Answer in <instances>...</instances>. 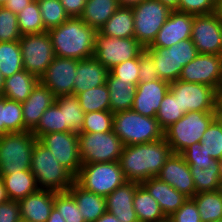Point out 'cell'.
<instances>
[{"instance_id":"obj_61","label":"cell","mask_w":222,"mask_h":222,"mask_svg":"<svg viewBox=\"0 0 222 222\" xmlns=\"http://www.w3.org/2000/svg\"><path fill=\"white\" fill-rule=\"evenodd\" d=\"M7 200H9V198L4 186V182L0 177V204L6 202Z\"/></svg>"},{"instance_id":"obj_26","label":"cell","mask_w":222,"mask_h":222,"mask_svg":"<svg viewBox=\"0 0 222 222\" xmlns=\"http://www.w3.org/2000/svg\"><path fill=\"white\" fill-rule=\"evenodd\" d=\"M145 50L154 59L161 80L172 83L179 79L183 68H177L176 44L168 48L148 46Z\"/></svg>"},{"instance_id":"obj_31","label":"cell","mask_w":222,"mask_h":222,"mask_svg":"<svg viewBox=\"0 0 222 222\" xmlns=\"http://www.w3.org/2000/svg\"><path fill=\"white\" fill-rule=\"evenodd\" d=\"M99 32L112 38L134 37L133 9L120 6Z\"/></svg>"},{"instance_id":"obj_13","label":"cell","mask_w":222,"mask_h":222,"mask_svg":"<svg viewBox=\"0 0 222 222\" xmlns=\"http://www.w3.org/2000/svg\"><path fill=\"white\" fill-rule=\"evenodd\" d=\"M38 141L53 153L55 159L74 176L82 167L78 133L53 132L42 135Z\"/></svg>"},{"instance_id":"obj_19","label":"cell","mask_w":222,"mask_h":222,"mask_svg":"<svg viewBox=\"0 0 222 222\" xmlns=\"http://www.w3.org/2000/svg\"><path fill=\"white\" fill-rule=\"evenodd\" d=\"M169 86V82L161 79L139 82L131 109L143 116L155 117Z\"/></svg>"},{"instance_id":"obj_3","label":"cell","mask_w":222,"mask_h":222,"mask_svg":"<svg viewBox=\"0 0 222 222\" xmlns=\"http://www.w3.org/2000/svg\"><path fill=\"white\" fill-rule=\"evenodd\" d=\"M30 170L35 176L38 189L68 192L75 182V176L38 140L34 145Z\"/></svg>"},{"instance_id":"obj_38","label":"cell","mask_w":222,"mask_h":222,"mask_svg":"<svg viewBox=\"0 0 222 222\" xmlns=\"http://www.w3.org/2000/svg\"><path fill=\"white\" fill-rule=\"evenodd\" d=\"M56 105H64L65 124H67V132H81L85 112L80 106L76 95H62L56 97Z\"/></svg>"},{"instance_id":"obj_57","label":"cell","mask_w":222,"mask_h":222,"mask_svg":"<svg viewBox=\"0 0 222 222\" xmlns=\"http://www.w3.org/2000/svg\"><path fill=\"white\" fill-rule=\"evenodd\" d=\"M47 222H65V220L60 216L59 211L53 207Z\"/></svg>"},{"instance_id":"obj_50","label":"cell","mask_w":222,"mask_h":222,"mask_svg":"<svg viewBox=\"0 0 222 222\" xmlns=\"http://www.w3.org/2000/svg\"><path fill=\"white\" fill-rule=\"evenodd\" d=\"M139 82H150L159 78L152 56L144 50L139 56Z\"/></svg>"},{"instance_id":"obj_64","label":"cell","mask_w":222,"mask_h":222,"mask_svg":"<svg viewBox=\"0 0 222 222\" xmlns=\"http://www.w3.org/2000/svg\"><path fill=\"white\" fill-rule=\"evenodd\" d=\"M219 180L222 185V159L219 160Z\"/></svg>"},{"instance_id":"obj_53","label":"cell","mask_w":222,"mask_h":222,"mask_svg":"<svg viewBox=\"0 0 222 222\" xmlns=\"http://www.w3.org/2000/svg\"><path fill=\"white\" fill-rule=\"evenodd\" d=\"M0 222H21L18 201L7 200L0 204Z\"/></svg>"},{"instance_id":"obj_29","label":"cell","mask_w":222,"mask_h":222,"mask_svg":"<svg viewBox=\"0 0 222 222\" xmlns=\"http://www.w3.org/2000/svg\"><path fill=\"white\" fill-rule=\"evenodd\" d=\"M119 7L118 0H87L80 18L96 31H100Z\"/></svg>"},{"instance_id":"obj_18","label":"cell","mask_w":222,"mask_h":222,"mask_svg":"<svg viewBox=\"0 0 222 222\" xmlns=\"http://www.w3.org/2000/svg\"><path fill=\"white\" fill-rule=\"evenodd\" d=\"M194 15L172 11L149 47L168 48L179 41L191 38Z\"/></svg>"},{"instance_id":"obj_14","label":"cell","mask_w":222,"mask_h":222,"mask_svg":"<svg viewBox=\"0 0 222 222\" xmlns=\"http://www.w3.org/2000/svg\"><path fill=\"white\" fill-rule=\"evenodd\" d=\"M191 40L198 54L222 55V20L216 13L194 16Z\"/></svg>"},{"instance_id":"obj_42","label":"cell","mask_w":222,"mask_h":222,"mask_svg":"<svg viewBox=\"0 0 222 222\" xmlns=\"http://www.w3.org/2000/svg\"><path fill=\"white\" fill-rule=\"evenodd\" d=\"M44 28L48 31L65 22L69 15L65 12L60 0H37Z\"/></svg>"},{"instance_id":"obj_36","label":"cell","mask_w":222,"mask_h":222,"mask_svg":"<svg viewBox=\"0 0 222 222\" xmlns=\"http://www.w3.org/2000/svg\"><path fill=\"white\" fill-rule=\"evenodd\" d=\"M193 177L196 194L212 192L221 189L219 180V160L215 159L208 168L201 169L198 166H189Z\"/></svg>"},{"instance_id":"obj_41","label":"cell","mask_w":222,"mask_h":222,"mask_svg":"<svg viewBox=\"0 0 222 222\" xmlns=\"http://www.w3.org/2000/svg\"><path fill=\"white\" fill-rule=\"evenodd\" d=\"M184 115L185 113L181 110L177 97L168 90L155 116L160 128L165 131Z\"/></svg>"},{"instance_id":"obj_66","label":"cell","mask_w":222,"mask_h":222,"mask_svg":"<svg viewBox=\"0 0 222 222\" xmlns=\"http://www.w3.org/2000/svg\"><path fill=\"white\" fill-rule=\"evenodd\" d=\"M220 124L222 125V115H215Z\"/></svg>"},{"instance_id":"obj_62","label":"cell","mask_w":222,"mask_h":222,"mask_svg":"<svg viewBox=\"0 0 222 222\" xmlns=\"http://www.w3.org/2000/svg\"><path fill=\"white\" fill-rule=\"evenodd\" d=\"M216 14L222 20V0H218L216 4Z\"/></svg>"},{"instance_id":"obj_65","label":"cell","mask_w":222,"mask_h":222,"mask_svg":"<svg viewBox=\"0 0 222 222\" xmlns=\"http://www.w3.org/2000/svg\"><path fill=\"white\" fill-rule=\"evenodd\" d=\"M156 222H172V220H171L170 217H165V218H163V219H161V220H158V221H156Z\"/></svg>"},{"instance_id":"obj_27","label":"cell","mask_w":222,"mask_h":222,"mask_svg":"<svg viewBox=\"0 0 222 222\" xmlns=\"http://www.w3.org/2000/svg\"><path fill=\"white\" fill-rule=\"evenodd\" d=\"M106 85L109 89L110 111L112 113L132 108L137 85L121 81L110 71L107 75Z\"/></svg>"},{"instance_id":"obj_32","label":"cell","mask_w":222,"mask_h":222,"mask_svg":"<svg viewBox=\"0 0 222 222\" xmlns=\"http://www.w3.org/2000/svg\"><path fill=\"white\" fill-rule=\"evenodd\" d=\"M29 131L24 126L21 103L0 96V136Z\"/></svg>"},{"instance_id":"obj_34","label":"cell","mask_w":222,"mask_h":222,"mask_svg":"<svg viewBox=\"0 0 222 222\" xmlns=\"http://www.w3.org/2000/svg\"><path fill=\"white\" fill-rule=\"evenodd\" d=\"M199 211L201 222L222 219V190L201 192L191 198Z\"/></svg>"},{"instance_id":"obj_28","label":"cell","mask_w":222,"mask_h":222,"mask_svg":"<svg viewBox=\"0 0 222 222\" xmlns=\"http://www.w3.org/2000/svg\"><path fill=\"white\" fill-rule=\"evenodd\" d=\"M39 78L25 69L5 78L2 96L23 103L32 93Z\"/></svg>"},{"instance_id":"obj_60","label":"cell","mask_w":222,"mask_h":222,"mask_svg":"<svg viewBox=\"0 0 222 222\" xmlns=\"http://www.w3.org/2000/svg\"><path fill=\"white\" fill-rule=\"evenodd\" d=\"M144 0H118V3L121 7H134L139 5Z\"/></svg>"},{"instance_id":"obj_40","label":"cell","mask_w":222,"mask_h":222,"mask_svg":"<svg viewBox=\"0 0 222 222\" xmlns=\"http://www.w3.org/2000/svg\"><path fill=\"white\" fill-rule=\"evenodd\" d=\"M18 27L22 35L42 33L44 28L40 8L37 0H33L28 6L17 14Z\"/></svg>"},{"instance_id":"obj_21","label":"cell","mask_w":222,"mask_h":222,"mask_svg":"<svg viewBox=\"0 0 222 222\" xmlns=\"http://www.w3.org/2000/svg\"><path fill=\"white\" fill-rule=\"evenodd\" d=\"M54 193L38 189L18 200L21 222H47L54 207Z\"/></svg>"},{"instance_id":"obj_39","label":"cell","mask_w":222,"mask_h":222,"mask_svg":"<svg viewBox=\"0 0 222 222\" xmlns=\"http://www.w3.org/2000/svg\"><path fill=\"white\" fill-rule=\"evenodd\" d=\"M77 97L85 113L110 110L109 89L106 83L79 93Z\"/></svg>"},{"instance_id":"obj_15","label":"cell","mask_w":222,"mask_h":222,"mask_svg":"<svg viewBox=\"0 0 222 222\" xmlns=\"http://www.w3.org/2000/svg\"><path fill=\"white\" fill-rule=\"evenodd\" d=\"M179 80L216 89L222 83V55L198 54L183 67Z\"/></svg>"},{"instance_id":"obj_52","label":"cell","mask_w":222,"mask_h":222,"mask_svg":"<svg viewBox=\"0 0 222 222\" xmlns=\"http://www.w3.org/2000/svg\"><path fill=\"white\" fill-rule=\"evenodd\" d=\"M198 55V51L190 39L176 43L177 68H183Z\"/></svg>"},{"instance_id":"obj_1","label":"cell","mask_w":222,"mask_h":222,"mask_svg":"<svg viewBox=\"0 0 222 222\" xmlns=\"http://www.w3.org/2000/svg\"><path fill=\"white\" fill-rule=\"evenodd\" d=\"M171 153L170 145L162 138L145 144L123 146L118 162L127 181L141 184L159 174Z\"/></svg>"},{"instance_id":"obj_17","label":"cell","mask_w":222,"mask_h":222,"mask_svg":"<svg viewBox=\"0 0 222 222\" xmlns=\"http://www.w3.org/2000/svg\"><path fill=\"white\" fill-rule=\"evenodd\" d=\"M156 177L188 198H192L196 194L189 165L179 153H171Z\"/></svg>"},{"instance_id":"obj_22","label":"cell","mask_w":222,"mask_h":222,"mask_svg":"<svg viewBox=\"0 0 222 222\" xmlns=\"http://www.w3.org/2000/svg\"><path fill=\"white\" fill-rule=\"evenodd\" d=\"M56 96L40 81L33 88L30 96L21 103L24 126L32 131L48 107L55 103Z\"/></svg>"},{"instance_id":"obj_45","label":"cell","mask_w":222,"mask_h":222,"mask_svg":"<svg viewBox=\"0 0 222 222\" xmlns=\"http://www.w3.org/2000/svg\"><path fill=\"white\" fill-rule=\"evenodd\" d=\"M113 116L110 110L85 113L81 132L104 133L112 131Z\"/></svg>"},{"instance_id":"obj_51","label":"cell","mask_w":222,"mask_h":222,"mask_svg":"<svg viewBox=\"0 0 222 222\" xmlns=\"http://www.w3.org/2000/svg\"><path fill=\"white\" fill-rule=\"evenodd\" d=\"M170 218L172 222H201L197 206L191 198H188Z\"/></svg>"},{"instance_id":"obj_23","label":"cell","mask_w":222,"mask_h":222,"mask_svg":"<svg viewBox=\"0 0 222 222\" xmlns=\"http://www.w3.org/2000/svg\"><path fill=\"white\" fill-rule=\"evenodd\" d=\"M141 185L157 200L166 217H170L188 199L187 196L177 191L168 183L160 180L158 177L149 178L143 181Z\"/></svg>"},{"instance_id":"obj_67","label":"cell","mask_w":222,"mask_h":222,"mask_svg":"<svg viewBox=\"0 0 222 222\" xmlns=\"http://www.w3.org/2000/svg\"><path fill=\"white\" fill-rule=\"evenodd\" d=\"M8 0H0V6H5Z\"/></svg>"},{"instance_id":"obj_59","label":"cell","mask_w":222,"mask_h":222,"mask_svg":"<svg viewBox=\"0 0 222 222\" xmlns=\"http://www.w3.org/2000/svg\"><path fill=\"white\" fill-rule=\"evenodd\" d=\"M161 2L163 5L170 8L172 11H175L179 8L180 0H157Z\"/></svg>"},{"instance_id":"obj_46","label":"cell","mask_w":222,"mask_h":222,"mask_svg":"<svg viewBox=\"0 0 222 222\" xmlns=\"http://www.w3.org/2000/svg\"><path fill=\"white\" fill-rule=\"evenodd\" d=\"M21 37L17 15L5 6H0V42L19 41Z\"/></svg>"},{"instance_id":"obj_37","label":"cell","mask_w":222,"mask_h":222,"mask_svg":"<svg viewBox=\"0 0 222 222\" xmlns=\"http://www.w3.org/2000/svg\"><path fill=\"white\" fill-rule=\"evenodd\" d=\"M23 70L19 41L0 42V71L4 78Z\"/></svg>"},{"instance_id":"obj_6","label":"cell","mask_w":222,"mask_h":222,"mask_svg":"<svg viewBox=\"0 0 222 222\" xmlns=\"http://www.w3.org/2000/svg\"><path fill=\"white\" fill-rule=\"evenodd\" d=\"M126 181L118 161L82 164L75 176V182L80 187L103 197Z\"/></svg>"},{"instance_id":"obj_68","label":"cell","mask_w":222,"mask_h":222,"mask_svg":"<svg viewBox=\"0 0 222 222\" xmlns=\"http://www.w3.org/2000/svg\"><path fill=\"white\" fill-rule=\"evenodd\" d=\"M212 222H222V219H220V220H216V221H212Z\"/></svg>"},{"instance_id":"obj_56","label":"cell","mask_w":222,"mask_h":222,"mask_svg":"<svg viewBox=\"0 0 222 222\" xmlns=\"http://www.w3.org/2000/svg\"><path fill=\"white\" fill-rule=\"evenodd\" d=\"M214 113L222 115V83L215 89Z\"/></svg>"},{"instance_id":"obj_24","label":"cell","mask_w":222,"mask_h":222,"mask_svg":"<svg viewBox=\"0 0 222 222\" xmlns=\"http://www.w3.org/2000/svg\"><path fill=\"white\" fill-rule=\"evenodd\" d=\"M108 73L109 70L93 56L79 60L72 95L77 96L88 89L105 84Z\"/></svg>"},{"instance_id":"obj_16","label":"cell","mask_w":222,"mask_h":222,"mask_svg":"<svg viewBox=\"0 0 222 222\" xmlns=\"http://www.w3.org/2000/svg\"><path fill=\"white\" fill-rule=\"evenodd\" d=\"M78 62L77 59L55 56L39 81L49 88L56 97L72 95Z\"/></svg>"},{"instance_id":"obj_12","label":"cell","mask_w":222,"mask_h":222,"mask_svg":"<svg viewBox=\"0 0 222 222\" xmlns=\"http://www.w3.org/2000/svg\"><path fill=\"white\" fill-rule=\"evenodd\" d=\"M169 90L177 97L181 110L187 112H214L215 89L205 84L176 80Z\"/></svg>"},{"instance_id":"obj_30","label":"cell","mask_w":222,"mask_h":222,"mask_svg":"<svg viewBox=\"0 0 222 222\" xmlns=\"http://www.w3.org/2000/svg\"><path fill=\"white\" fill-rule=\"evenodd\" d=\"M0 177L4 182L9 200L18 201L38 190L35 176L31 170L13 172L0 175Z\"/></svg>"},{"instance_id":"obj_8","label":"cell","mask_w":222,"mask_h":222,"mask_svg":"<svg viewBox=\"0 0 222 222\" xmlns=\"http://www.w3.org/2000/svg\"><path fill=\"white\" fill-rule=\"evenodd\" d=\"M82 164L119 161L123 144L112 131L104 133H78Z\"/></svg>"},{"instance_id":"obj_63","label":"cell","mask_w":222,"mask_h":222,"mask_svg":"<svg viewBox=\"0 0 222 222\" xmlns=\"http://www.w3.org/2000/svg\"><path fill=\"white\" fill-rule=\"evenodd\" d=\"M4 81L5 78L3 77L2 72L0 71V96H2L3 94Z\"/></svg>"},{"instance_id":"obj_2","label":"cell","mask_w":222,"mask_h":222,"mask_svg":"<svg viewBox=\"0 0 222 222\" xmlns=\"http://www.w3.org/2000/svg\"><path fill=\"white\" fill-rule=\"evenodd\" d=\"M48 33L57 57L82 60L94 54L97 31L80 17H69L61 25L49 29Z\"/></svg>"},{"instance_id":"obj_10","label":"cell","mask_w":222,"mask_h":222,"mask_svg":"<svg viewBox=\"0 0 222 222\" xmlns=\"http://www.w3.org/2000/svg\"><path fill=\"white\" fill-rule=\"evenodd\" d=\"M144 50L135 37L112 38L97 31L93 57L110 71L124 61L138 58Z\"/></svg>"},{"instance_id":"obj_47","label":"cell","mask_w":222,"mask_h":222,"mask_svg":"<svg viewBox=\"0 0 222 222\" xmlns=\"http://www.w3.org/2000/svg\"><path fill=\"white\" fill-rule=\"evenodd\" d=\"M180 154L189 166H198L201 169L208 168L215 160L203 149L201 142L190 145Z\"/></svg>"},{"instance_id":"obj_20","label":"cell","mask_w":222,"mask_h":222,"mask_svg":"<svg viewBox=\"0 0 222 222\" xmlns=\"http://www.w3.org/2000/svg\"><path fill=\"white\" fill-rule=\"evenodd\" d=\"M140 183L126 181L105 197L106 212L121 222H139L133 206V198Z\"/></svg>"},{"instance_id":"obj_33","label":"cell","mask_w":222,"mask_h":222,"mask_svg":"<svg viewBox=\"0 0 222 222\" xmlns=\"http://www.w3.org/2000/svg\"><path fill=\"white\" fill-rule=\"evenodd\" d=\"M133 206L139 222H156L166 217L157 200L141 184L136 189Z\"/></svg>"},{"instance_id":"obj_11","label":"cell","mask_w":222,"mask_h":222,"mask_svg":"<svg viewBox=\"0 0 222 222\" xmlns=\"http://www.w3.org/2000/svg\"><path fill=\"white\" fill-rule=\"evenodd\" d=\"M19 44L23 69L40 79L55 57L48 31L22 35Z\"/></svg>"},{"instance_id":"obj_9","label":"cell","mask_w":222,"mask_h":222,"mask_svg":"<svg viewBox=\"0 0 222 222\" xmlns=\"http://www.w3.org/2000/svg\"><path fill=\"white\" fill-rule=\"evenodd\" d=\"M132 9L134 37L146 48L153 43L172 10L157 0H144Z\"/></svg>"},{"instance_id":"obj_35","label":"cell","mask_w":222,"mask_h":222,"mask_svg":"<svg viewBox=\"0 0 222 222\" xmlns=\"http://www.w3.org/2000/svg\"><path fill=\"white\" fill-rule=\"evenodd\" d=\"M37 139L42 135L53 132H67L65 124L64 105L55 103L48 107L43 113L38 125L31 131Z\"/></svg>"},{"instance_id":"obj_58","label":"cell","mask_w":222,"mask_h":222,"mask_svg":"<svg viewBox=\"0 0 222 222\" xmlns=\"http://www.w3.org/2000/svg\"><path fill=\"white\" fill-rule=\"evenodd\" d=\"M95 222H121L116 216L110 214L109 212H105L100 218H98Z\"/></svg>"},{"instance_id":"obj_48","label":"cell","mask_w":222,"mask_h":222,"mask_svg":"<svg viewBox=\"0 0 222 222\" xmlns=\"http://www.w3.org/2000/svg\"><path fill=\"white\" fill-rule=\"evenodd\" d=\"M217 0H180L176 11L194 16L216 13Z\"/></svg>"},{"instance_id":"obj_55","label":"cell","mask_w":222,"mask_h":222,"mask_svg":"<svg viewBox=\"0 0 222 222\" xmlns=\"http://www.w3.org/2000/svg\"><path fill=\"white\" fill-rule=\"evenodd\" d=\"M33 0H8L5 7L10 9L14 14H18L22 9L28 6Z\"/></svg>"},{"instance_id":"obj_4","label":"cell","mask_w":222,"mask_h":222,"mask_svg":"<svg viewBox=\"0 0 222 222\" xmlns=\"http://www.w3.org/2000/svg\"><path fill=\"white\" fill-rule=\"evenodd\" d=\"M112 132L124 146L137 145L161 140L164 131L155 117L143 116L133 109L114 113Z\"/></svg>"},{"instance_id":"obj_54","label":"cell","mask_w":222,"mask_h":222,"mask_svg":"<svg viewBox=\"0 0 222 222\" xmlns=\"http://www.w3.org/2000/svg\"><path fill=\"white\" fill-rule=\"evenodd\" d=\"M87 0H60L69 17H80Z\"/></svg>"},{"instance_id":"obj_7","label":"cell","mask_w":222,"mask_h":222,"mask_svg":"<svg viewBox=\"0 0 222 222\" xmlns=\"http://www.w3.org/2000/svg\"><path fill=\"white\" fill-rule=\"evenodd\" d=\"M216 118L214 112H187L164 131V138L172 153H181L190 145L200 142L203 133Z\"/></svg>"},{"instance_id":"obj_49","label":"cell","mask_w":222,"mask_h":222,"mask_svg":"<svg viewBox=\"0 0 222 222\" xmlns=\"http://www.w3.org/2000/svg\"><path fill=\"white\" fill-rule=\"evenodd\" d=\"M139 57L124 61L116 65L110 72L121 81L129 82V84L138 85L139 83Z\"/></svg>"},{"instance_id":"obj_44","label":"cell","mask_w":222,"mask_h":222,"mask_svg":"<svg viewBox=\"0 0 222 222\" xmlns=\"http://www.w3.org/2000/svg\"><path fill=\"white\" fill-rule=\"evenodd\" d=\"M54 207L65 222H85L74 197L69 192H55Z\"/></svg>"},{"instance_id":"obj_25","label":"cell","mask_w":222,"mask_h":222,"mask_svg":"<svg viewBox=\"0 0 222 222\" xmlns=\"http://www.w3.org/2000/svg\"><path fill=\"white\" fill-rule=\"evenodd\" d=\"M68 192L74 197L85 222H95L106 212L105 197L83 189L76 182Z\"/></svg>"},{"instance_id":"obj_43","label":"cell","mask_w":222,"mask_h":222,"mask_svg":"<svg viewBox=\"0 0 222 222\" xmlns=\"http://www.w3.org/2000/svg\"><path fill=\"white\" fill-rule=\"evenodd\" d=\"M203 149L214 159H222V125L215 118L200 140Z\"/></svg>"},{"instance_id":"obj_5","label":"cell","mask_w":222,"mask_h":222,"mask_svg":"<svg viewBox=\"0 0 222 222\" xmlns=\"http://www.w3.org/2000/svg\"><path fill=\"white\" fill-rule=\"evenodd\" d=\"M37 140L31 131L12 132L0 136V175L30 170Z\"/></svg>"}]
</instances>
